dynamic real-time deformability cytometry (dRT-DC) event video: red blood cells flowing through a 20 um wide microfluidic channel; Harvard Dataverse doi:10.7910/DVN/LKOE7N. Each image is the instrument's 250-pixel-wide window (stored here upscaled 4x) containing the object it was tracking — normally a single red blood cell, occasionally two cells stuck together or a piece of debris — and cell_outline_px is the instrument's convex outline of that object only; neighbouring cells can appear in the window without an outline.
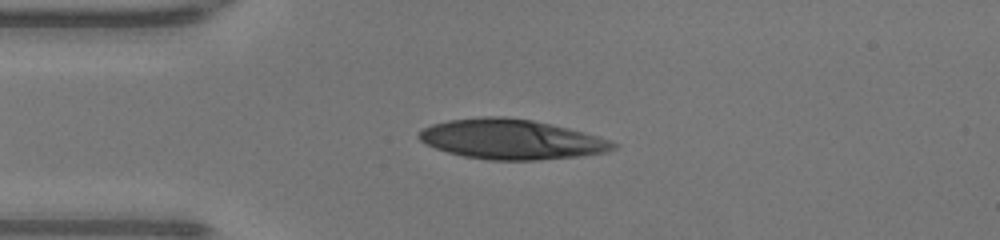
{"species": "human", "species_latin": "Homo sapiens", "temperature_condition": "warm", "stored_images_in_passage": 46, "camera_frame_rate_fps": 3000, "um_per_image_px": 0.085, "donor": {"sex": "male"}, "frame": {"image": 1, "passage_image": 10, "time_ms": 3.0, "image_size_px": [1000, 240], "cell_outline_px": [[620, 144], [616, 148], [608, 152], [580, 156], [540, 160], [488, 160], [464, 156], [448, 152], [424, 144], [416, 136], [424, 128], [432, 124], [448, 120], [480, 116], [504, 116], [532, 120], [552, 124], [600, 136], [612, 140]], "centroid_in_image_um": [43.5, 11.84], "position_along_channel_um": 41.5, "area_um2": 45.6}}
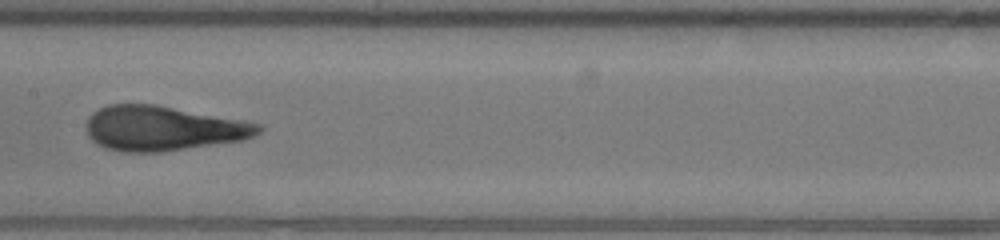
{"frame": {"image": 2, "passage_image": 22, "time_ms": 7.0, "image_size_px": [1000, 240], "cell_outline_px": [[264, 128], [260, 132], [244, 140], [160, 152], [120, 152], [104, 148], [96, 144], [88, 136], [88, 116], [92, 112], [108, 104], [156, 104], [244, 120], [260, 124]], "centroid_in_image_um": [13.85, 10.91], "position_along_channel_um": 193.6, "area_um2": 45.08}}
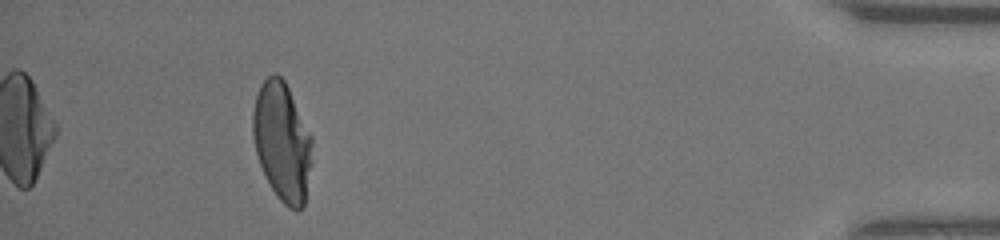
{"frame": {"image": 3, "passage_image": 42, "time_ms": 13.667, "image_size_px": [1000, 240], "cell_outline_px": [[312, 164], [304, 208], [296, 212], [288, 208], [280, 200], [272, 188], [260, 164], [256, 152], [252, 136], [252, 112], [256, 96], [260, 84], [272, 72], [276, 72], [284, 80], [312, 136]], "centroid_in_image_um": [23.99, 12.06], "position_along_channel_um": 411.2, "area_um2": 41.33}, "authors_computed_cell_mechanics": {"area_um2": 43.7257, "velocity_mm_per_s": 4.2881, "shape_relaxation_time_tau1_ms": 5.9563, "shape_relaxation_time_tau2_ms": null, "deformation_change_tau1": 0.3071, "deformation_change_tau2": null}}